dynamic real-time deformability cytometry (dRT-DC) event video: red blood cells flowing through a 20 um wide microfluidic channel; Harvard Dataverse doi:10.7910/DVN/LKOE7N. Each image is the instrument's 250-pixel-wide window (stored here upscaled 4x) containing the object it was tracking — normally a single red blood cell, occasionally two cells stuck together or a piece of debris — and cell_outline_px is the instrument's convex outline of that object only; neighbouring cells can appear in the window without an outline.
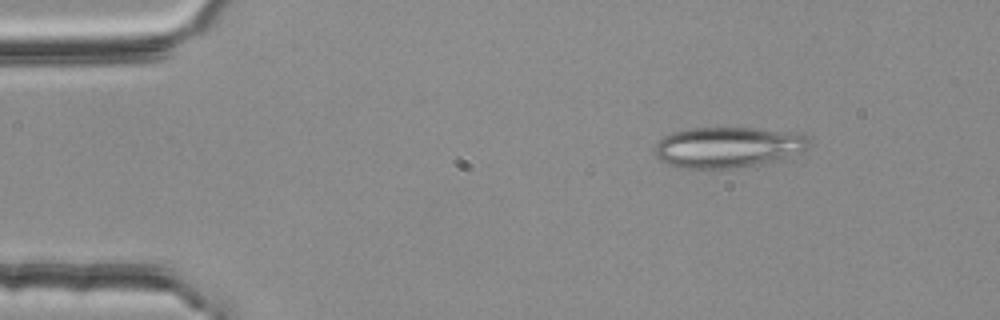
{"species": "common noctule bat (a hibernating species)", "species_latin": "Nyctalus noctula", "temperature_condition": "room temperature", "stored_images_in_passage": 12, "camera_frame_rate_fps": 3000, "um_per_image_px": 0.085, "animal": {"sex": "female", "body_mass_g": 25.1}, "frame": {"image": 1, "passage_image": 3, "time_ms": 0.667, "image_size_px": [1000, 320], "cell_outline_px": [[812, 144], [780, 160], [736, 168], [684, 168], [668, 164], [660, 160], [652, 152], [656, 144], [664, 136], [672, 132], [692, 128], [748, 128], [804, 132], [812, 140]], "centroid_in_image_um": [61.89, 12.5], "position_along_channel_um": 23.1, "area_um2": 36.82}}